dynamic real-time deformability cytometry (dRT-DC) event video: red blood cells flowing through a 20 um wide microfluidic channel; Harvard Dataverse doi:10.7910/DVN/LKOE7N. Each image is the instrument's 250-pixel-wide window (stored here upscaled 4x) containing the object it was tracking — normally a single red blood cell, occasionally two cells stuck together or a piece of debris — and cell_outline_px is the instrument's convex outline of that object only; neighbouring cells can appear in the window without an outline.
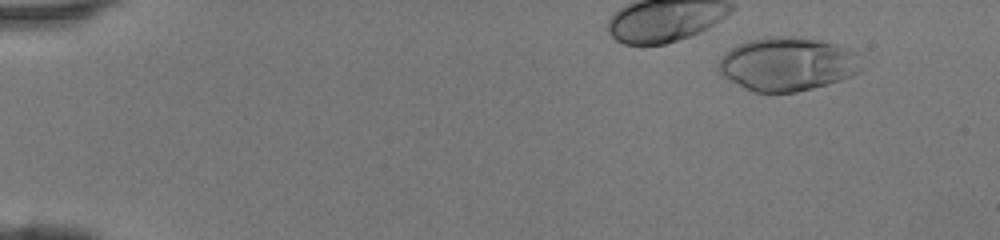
{"species": "human", "species_latin": "Homo sapiens", "temperature_condition": "room temperature", "stored_images_in_passage": 12, "camera_frame_rate_fps": 3000, "um_per_image_px": 0.085, "donor": {"sex": "female"}, "frame": {"image": 1, "passage_image": 1, "time_ms": 0.0, "image_size_px": [1000, 240], "cell_outline_px": [[860, 72], [852, 76], [840, 80], [812, 88], [796, 92], [756, 92], [724, 76], [720, 72], [720, 56], [724, 52], [748, 40], [768, 36], [788, 36], [820, 40], [836, 44], [860, 52]], "centroid_in_image_um": [66.99, 5.42], "position_along_channel_um": 18.0, "area_um2": 44.39}}